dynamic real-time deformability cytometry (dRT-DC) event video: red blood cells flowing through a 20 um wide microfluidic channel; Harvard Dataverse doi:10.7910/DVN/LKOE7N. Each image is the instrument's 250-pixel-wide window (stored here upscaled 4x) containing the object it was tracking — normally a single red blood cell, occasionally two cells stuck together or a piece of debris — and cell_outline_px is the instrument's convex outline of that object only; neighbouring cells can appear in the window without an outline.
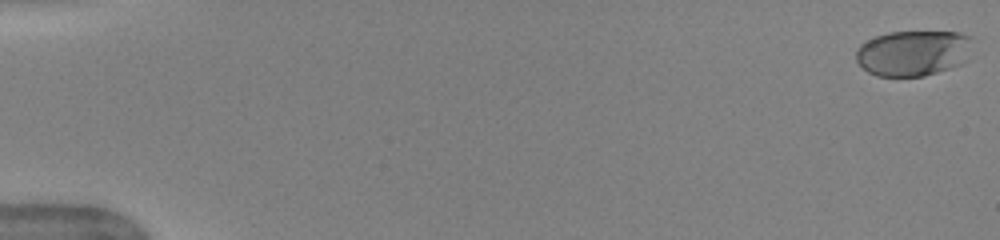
{"species": "human", "species_latin": "Homo sapiens", "temperature_condition": "warm", "stored_images_in_passage": 52, "camera_frame_rate_fps": 3000, "um_per_image_px": 0.085, "donor": {"sex": "female"}, "frame": {"image": 1, "passage_image": 1, "time_ms": 0.0, "image_size_px": [1000, 240], "cell_outline_px": [[972, 36], [960, 64], [924, 76], [876, 76], [868, 72], [856, 60], [856, 48], [860, 44], [876, 36], [888, 32], [960, 32]], "centroid_in_image_um": [77.53, 4.5], "position_along_channel_um": 7.5, "area_um2": 30.4}}
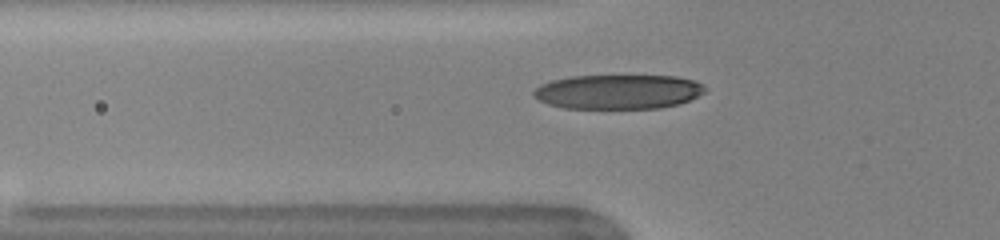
{"frame": {"image": 2, "passage_image": 19, "time_ms": 6.0, "image_size_px": [1000, 240], "cell_outline_px": [[708, 88], [704, 92], [680, 104], [660, 108], [564, 108], [548, 104], [532, 96], [532, 92], [540, 84], [552, 80], [572, 76], [676, 76], [692, 80], [704, 84]], "centroid_in_image_um": [52.54, 7.8], "position_along_channel_um": 73.3, "area_um2": 34.45}}
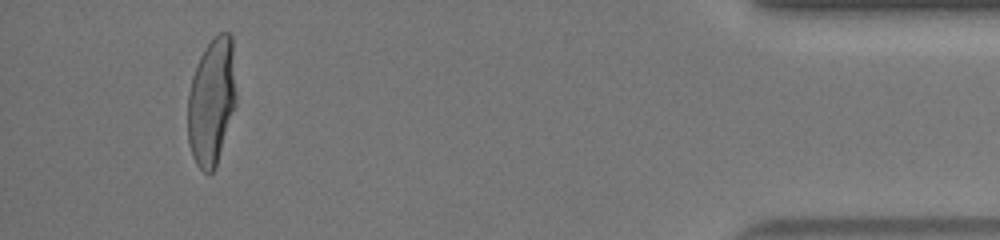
{"frame": {"image": 3, "passage_image": 49, "time_ms": 16.0, "image_size_px": [1000, 240], "cell_outline_px": [[236, 104], [216, 164], [212, 172], [204, 172], [196, 164], [192, 156], [188, 144], [188, 92], [192, 76], [200, 56], [204, 48], [220, 32], [228, 32], [232, 36], [236, 92]], "centroid_in_image_um": [17.98, 8.6], "position_along_channel_um": 417.2, "area_um2": 35.78}, "authors_computed_cell_mechanics": {"area_um2": 35.4025, "velocity_mm_per_s": 4.0058, "shape_relaxation_time_tau1_ms": 3.3406, "shape_relaxation_time_tau2_ms": null, "deformation_change_tau1": 0.1792, "deformation_change_tau2": null}}